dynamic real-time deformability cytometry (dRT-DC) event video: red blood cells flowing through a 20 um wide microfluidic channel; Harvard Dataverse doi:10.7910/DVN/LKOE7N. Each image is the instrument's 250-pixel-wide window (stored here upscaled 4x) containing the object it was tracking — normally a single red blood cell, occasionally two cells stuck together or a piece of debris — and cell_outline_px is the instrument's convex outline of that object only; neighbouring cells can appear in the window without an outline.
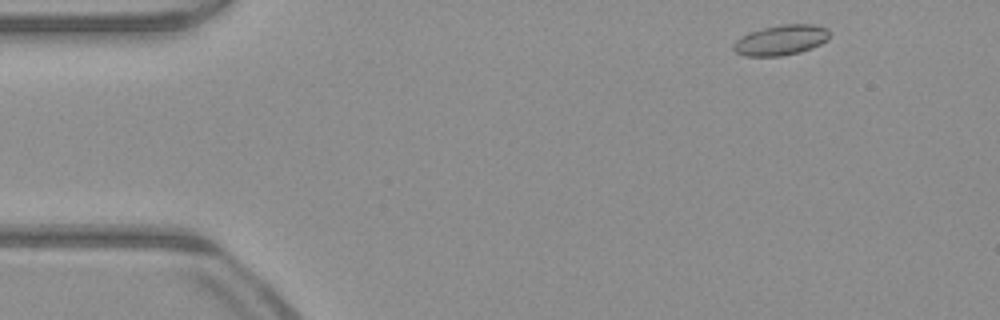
{"species": "common noctule bat (a hibernating species)", "species_latin": "Nyctalus noctula", "temperature_condition": "warm", "stored_images_in_passage": 48, "camera_frame_rate_fps": 3000, "um_per_image_px": 0.085, "animal": {"sex": "male", "body_mass_g": 23.1, "forearm_length_mm": 52.7}, "frame": {"image": 1, "passage_image": 2, "time_ms": 0.333, "image_size_px": [1000, 320], "cell_outline_px": [[828, 40], [812, 48], [800, 52], [780, 56], [744, 56], [736, 52], [732, 48], [732, 44], [736, 40], [748, 32], [780, 24], [816, 24], [828, 28]], "centroid_in_image_um": [66.37, 3.4], "position_along_channel_um": 18.6, "area_um2": 17.05}}
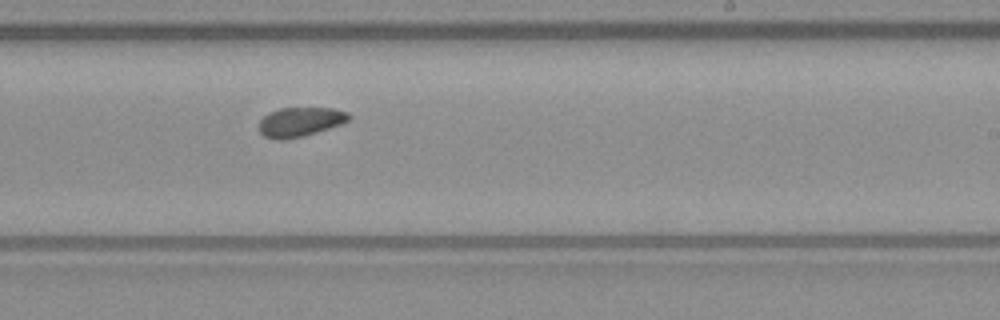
{"frame": {"image": 2, "passage_image": 27, "time_ms": 8.667, "image_size_px": [1000, 320], "cell_outline_px": [[352, 116], [348, 120], [340, 124], [304, 136], [284, 140], [276, 140], [264, 136], [260, 132], [260, 120], [264, 116], [280, 108], [332, 108], [348, 112]], "centroid_in_image_um": [25.52, 10.36], "position_along_channel_um": 263.5, "area_um2": 15.2}}
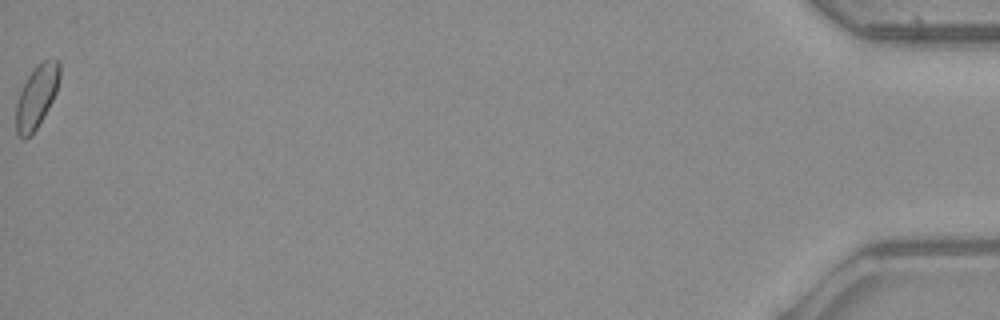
{"frame": {"image": 3, "passage_image": 48, "time_ms": 15.667, "image_size_px": [1000, 320], "cell_outline_px": [[60, 80], [56, 92], [44, 116], [36, 128], [24, 140], [16, 132], [16, 104], [20, 92], [28, 76], [36, 64], [44, 60], [60, 60]], "centroid_in_image_um": [3.12, 8.17], "position_along_channel_um": 432.1, "area_um2": 15.78}, "authors_computed_cell_mechanics": {"area_um2": 15.6638, "velocity_mm_per_s": 4.0064, "shape_relaxation_time_tau1_ms": 2.7494, "shape_relaxation_time_tau2_ms": 2.5869, "deformation_change_tau1": 0.0697, "deformation_change_tau2": 0.0619}}